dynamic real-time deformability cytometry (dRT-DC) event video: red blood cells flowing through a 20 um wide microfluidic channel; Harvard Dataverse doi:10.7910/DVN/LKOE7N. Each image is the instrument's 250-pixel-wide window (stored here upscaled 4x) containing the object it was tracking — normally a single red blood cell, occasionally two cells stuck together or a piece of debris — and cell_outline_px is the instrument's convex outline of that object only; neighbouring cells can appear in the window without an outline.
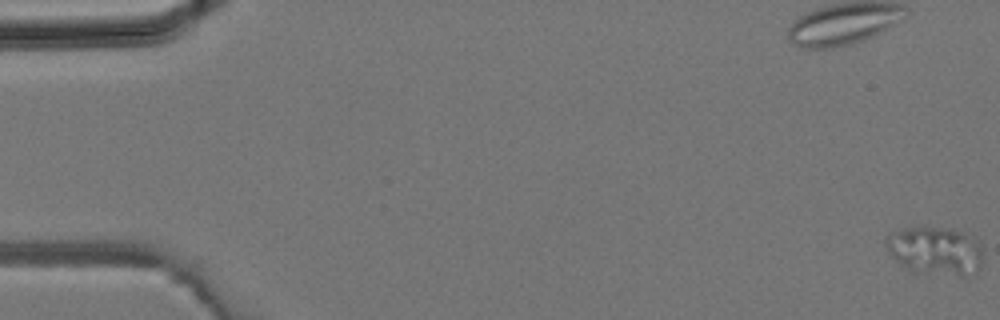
{"species": "common noctule bat (a hibernating species)", "species_latin": "Nyctalus noctula", "temperature_condition": "room temperature", "stored_images_in_passage": 4, "camera_frame_rate_fps": 3000, "um_per_image_px": 0.085, "animal": {"sex": "male", "body_mass_g": 19.2, "forearm_length_mm": 51.8}, "frame": {"image": 1, "passage_image": 1, "time_ms": 0.0, "image_size_px": [1000, 320], "cell_outline_px": [[984, 252], [980, 268], [976, 272], [916, 272], [900, 264], [888, 252], [884, 244], [884, 236], [888, 232], [904, 228], [944, 228], [976, 236]], "centroid_in_image_um": [79.46, 21.24], "position_along_channel_um": 5.5, "area_um2": 26.76}}